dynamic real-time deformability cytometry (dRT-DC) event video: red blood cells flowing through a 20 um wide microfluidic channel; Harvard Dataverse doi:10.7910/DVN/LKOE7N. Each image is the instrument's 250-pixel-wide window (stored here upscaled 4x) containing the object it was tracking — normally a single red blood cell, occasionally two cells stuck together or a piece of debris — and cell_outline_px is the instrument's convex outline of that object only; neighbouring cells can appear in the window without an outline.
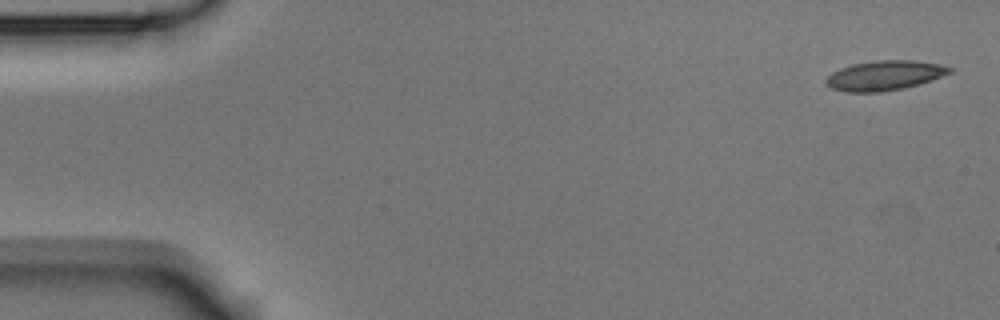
{"species": "Egyptian fruit bat (a non-hibernating species)", "species_latin": "Rousettus aegyptiacus", "temperature_condition": "room temperature", "stored_images_in_passage": 5, "camera_frame_rate_fps": 3000, "um_per_image_px": 0.085, "animal": {"sex": "male"}, "frame": {"image": 1, "passage_image": 1, "time_ms": 0.0, "image_size_px": [1000, 320], "cell_outline_px": [[956, 68], [952, 72], [932, 80], [920, 84], [904, 88], [880, 92], [844, 92], [832, 88], [824, 80], [832, 72], [840, 68], [852, 64], [876, 60], [916, 60], [940, 64]], "centroid_in_image_um": [75.23, 6.41], "position_along_channel_um": 9.8, "area_um2": 21.62}}